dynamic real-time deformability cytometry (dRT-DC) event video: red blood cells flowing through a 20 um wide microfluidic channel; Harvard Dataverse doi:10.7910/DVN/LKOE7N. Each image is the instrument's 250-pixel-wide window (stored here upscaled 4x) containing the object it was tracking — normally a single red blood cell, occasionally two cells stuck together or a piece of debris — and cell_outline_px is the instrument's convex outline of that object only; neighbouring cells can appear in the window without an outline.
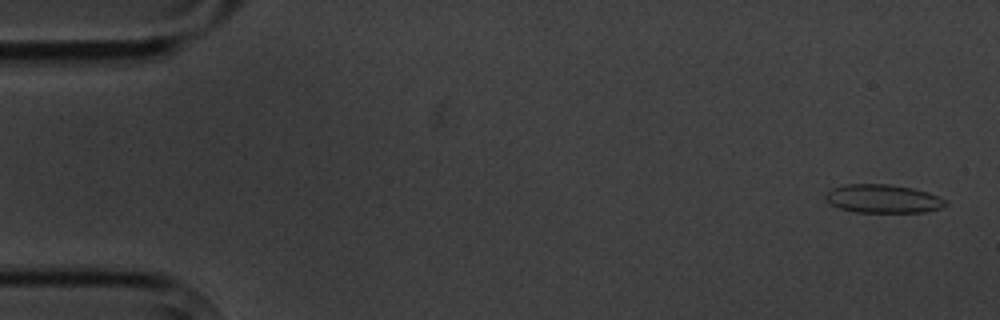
{"species": "common noctule bat (a hibernating species)", "species_latin": "Nyctalus noctula", "temperature_condition": "cold", "stored_images_in_passage": 4, "camera_frame_rate_fps": 3000, "um_per_image_px": 0.085, "animal": {"sex": "male", "body_mass_g": 20.1, "forearm_length_mm": 53.5}, "frame": {"image": 1, "passage_image": 1, "time_ms": 0.0, "image_size_px": [1000, 320], "cell_outline_px": [[948, 204], [940, 208], [924, 212], [856, 212], [840, 208], [824, 200], [824, 196], [832, 188], [848, 184], [888, 184], [912, 188], [928, 192], [948, 200]], "centroid_in_image_um": [75.07, 16.89], "position_along_channel_um": 9.9, "area_um2": 19.88}}
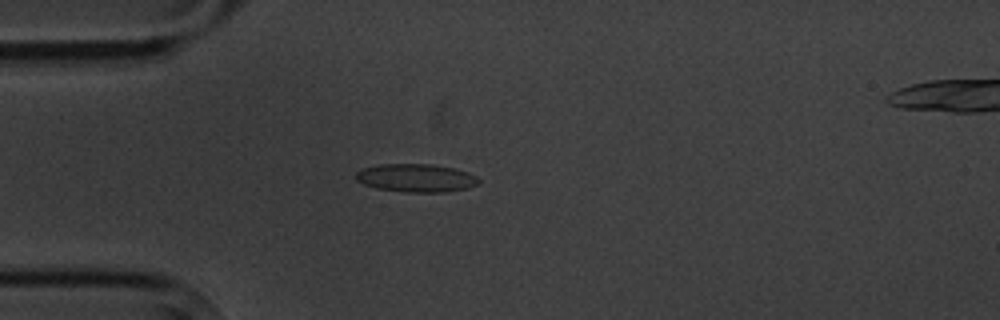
{"frame": {"image": 2, "passage_image": 4, "time_ms": 4.333, "image_size_px": [1000, 320], "cell_outline_px": [[480, 184], [468, 188], [444, 192], [404, 192], [376, 188], [364, 184], [356, 180], [356, 172], [360, 168], [380, 164], [432, 164], [456, 168], [468, 172], [476, 176], [480, 180]], "centroid_in_image_um": [35.38, 15.12], "position_along_channel_um": 49.6, "area_um2": 20.4}}